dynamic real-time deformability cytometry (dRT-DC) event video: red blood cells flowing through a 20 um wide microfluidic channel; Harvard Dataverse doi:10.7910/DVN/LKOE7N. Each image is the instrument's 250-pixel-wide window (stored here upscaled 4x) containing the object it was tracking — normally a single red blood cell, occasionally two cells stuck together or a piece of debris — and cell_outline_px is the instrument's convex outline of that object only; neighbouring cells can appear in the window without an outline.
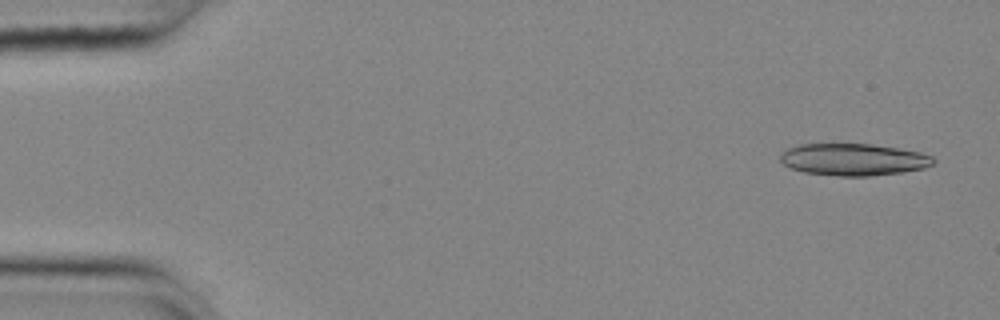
{"species": "common noctule bat (a hibernating species)", "species_latin": "Nyctalus noctula", "temperature_condition": "cold", "stored_images_in_passage": 30, "segment_of_instrument_passage": [1, 2], "camera_frame_rate_fps": 3000, "um_per_image_px": 0.085, "animal": {"sex": "female", "body_mass_g": 25.1}, "frame": {"image": 1, "passage_image": 3, "time_ms": 0.667, "image_size_px": [1000, 320], "cell_outline_px": [[936, 160], [932, 164], [924, 168], [900, 172], [868, 176], [840, 176], [804, 172], [792, 168], [784, 164], [780, 160], [780, 156], [788, 148], [800, 144], [872, 144], [900, 148], [920, 152], [932, 156]], "centroid_in_image_um": [72.56, 13.55], "position_along_channel_um": 12.4, "area_um2": 28.38}}
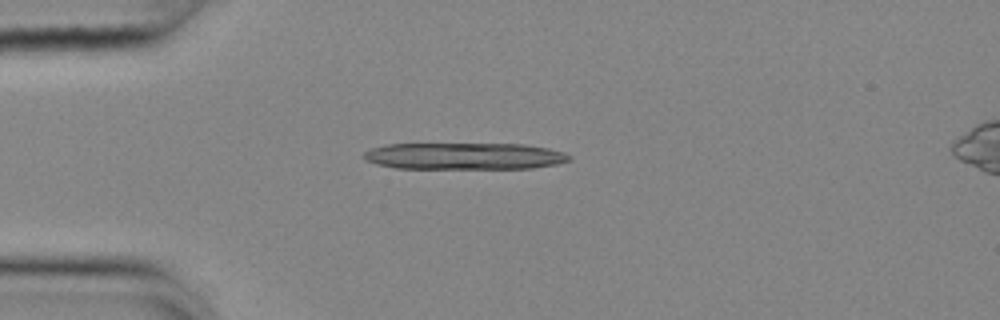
{"frame": {"image": 2, "passage_image": 14, "time_ms": 4.333, "image_size_px": [1000, 320], "cell_outline_px": [[572, 160], [556, 164], [532, 168], [396, 168], [376, 164], [368, 160], [364, 156], [364, 152], [372, 148], [388, 144], [524, 144], [548, 148], [564, 152], [572, 156]], "centroid_in_image_um": [39.52, 13.26], "position_along_channel_um": 45.5, "area_um2": 31.91}}